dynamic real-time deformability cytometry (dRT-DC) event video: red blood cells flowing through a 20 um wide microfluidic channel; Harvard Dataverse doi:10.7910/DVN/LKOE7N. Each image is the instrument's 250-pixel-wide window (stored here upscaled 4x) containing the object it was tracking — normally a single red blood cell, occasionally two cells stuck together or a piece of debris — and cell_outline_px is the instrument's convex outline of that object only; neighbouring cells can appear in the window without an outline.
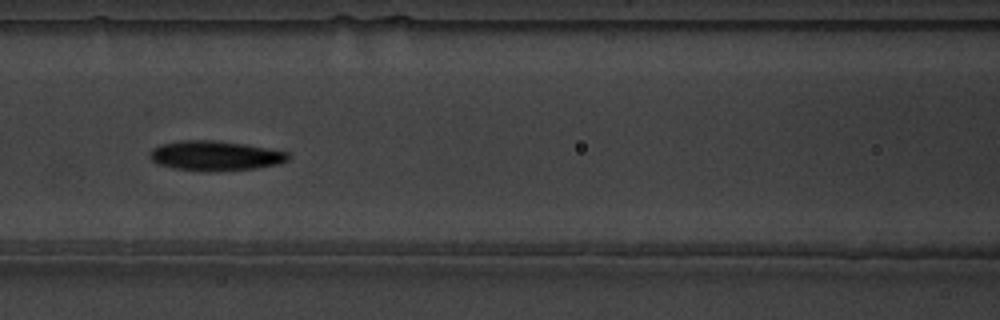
{"species": "common noctule bat (a hibernating species)", "species_latin": "Nyctalus noctula", "temperature_condition": "warm", "stored_images_in_passage": 8, "camera_frame_rate_fps": 3000, "um_per_image_px": 0.085, "animal": {"sex": "male", "body_mass_g": 19.5, "forearm_length_mm": 54.6}, "frame": {"image": 1, "passage_image": 6, "time_ms": 1.667, "image_size_px": [1000, 320], "cell_outline_px": [[292, 156], [288, 160], [280, 164], [256, 168], [212, 172], [208, 172], [172, 168], [156, 164], [152, 160], [152, 148], [160, 144], [184, 140], [216, 140], [244, 144], [288, 152]], "centroid_in_image_um": [18.32, 13.25], "position_along_channel_um": 148.3, "area_um2": 24.16}}
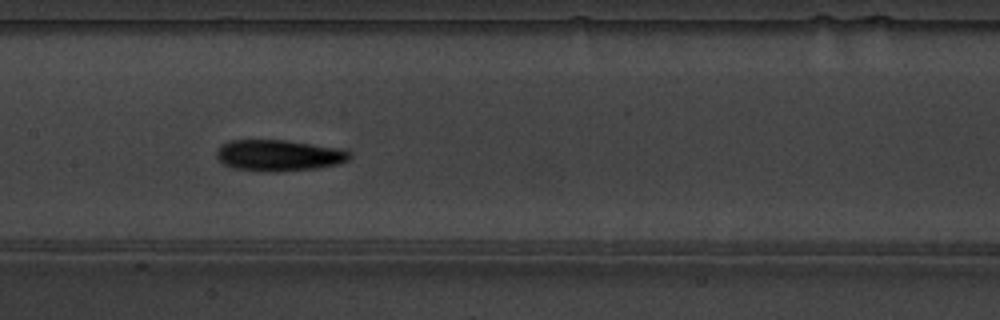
{"frame": {"image": 2, "passage_image": 7, "time_ms": 2.0, "image_size_px": [1000, 320], "cell_outline_px": [[352, 156], [348, 160], [340, 164], [316, 168], [276, 172], [260, 172], [232, 168], [224, 164], [216, 156], [216, 152], [220, 144], [228, 140], [284, 140], [340, 148], [352, 152]], "centroid_in_image_um": [23.69, 13.21], "position_along_channel_um": 183.7, "area_um2": 24.57}}
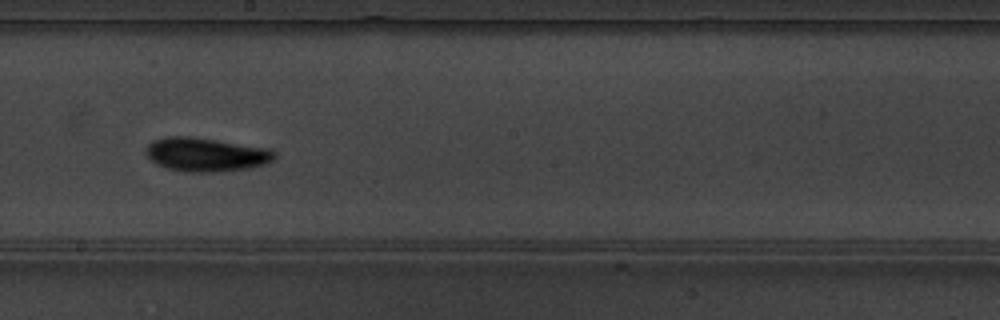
{"frame": {"image": 3, "passage_image": 8, "time_ms": 2.333, "image_size_px": [1000, 320], "cell_outline_px": [[276, 156], [272, 160], [264, 164], [248, 168], [212, 172], [184, 172], [168, 168], [156, 164], [144, 152], [144, 148], [152, 140], [164, 136], [188, 136], [216, 140], [268, 148], [276, 152]], "centroid_in_image_um": [17.45, 13.13], "position_along_channel_um": 230.7, "area_um2": 25.32}}